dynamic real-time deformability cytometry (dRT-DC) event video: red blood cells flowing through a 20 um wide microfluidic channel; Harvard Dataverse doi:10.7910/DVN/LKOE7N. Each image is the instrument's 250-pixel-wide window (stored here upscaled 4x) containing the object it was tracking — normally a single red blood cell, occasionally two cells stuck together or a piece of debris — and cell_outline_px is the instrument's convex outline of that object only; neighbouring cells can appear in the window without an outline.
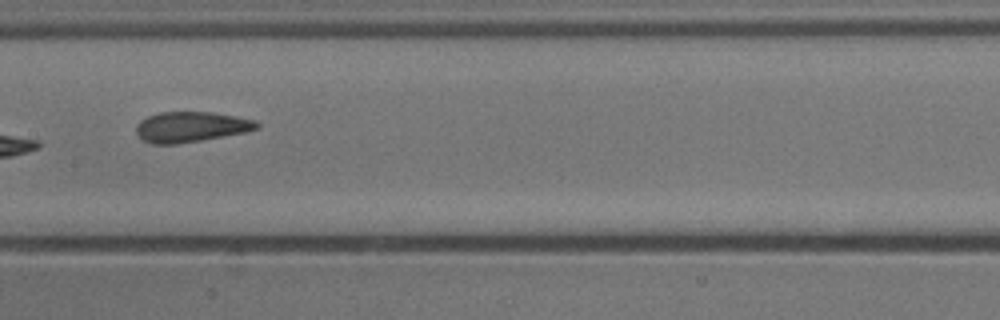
{"species": "common noctule bat (a hibernating species)", "species_latin": "Nyctalus noctula", "temperature_condition": "cold", "stored_images_in_passage": 10, "camera_frame_rate_fps": 3000, "um_per_image_px": 0.085, "animal": {"sex": "male", "body_mass_g": 13.3}, "frame": {"image": 1, "passage_image": 7, "time_ms": 2.0, "image_size_px": [1000, 320], "cell_outline_px": [[260, 128], [244, 132], [200, 140], [176, 144], [152, 144], [144, 140], [136, 132], [136, 124], [140, 120], [148, 116], [160, 112], [212, 112], [236, 116], [256, 120], [260, 124]], "centroid_in_image_um": [16.23, 10.77], "position_along_channel_um": 191.2, "area_um2": 21.27}}
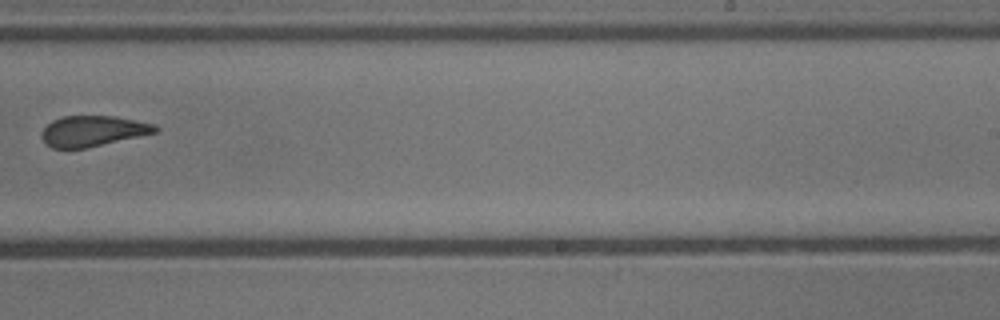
{"frame": {"image": 2, "passage_image": 9, "time_ms": 2.667, "image_size_px": [1000, 320], "cell_outline_px": [[160, 128], [156, 132], [84, 148], [52, 148], [40, 136], [44, 128], [52, 120], [64, 116], [112, 116], [156, 124]], "centroid_in_image_um": [7.88, 11.12], "position_along_channel_um": 281.1, "area_um2": 19.88}}
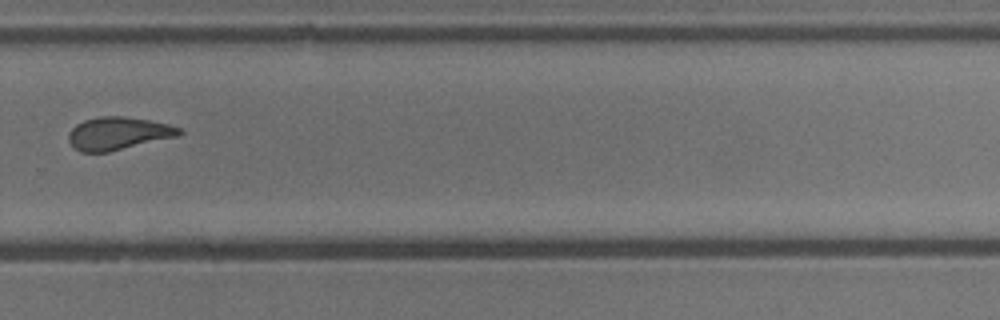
{"frame": {"image": 3, "passage_image": 10, "time_ms": 3.0, "image_size_px": [1000, 320], "cell_outline_px": [[184, 132], [180, 136], [108, 152], [80, 152], [68, 140], [68, 132], [76, 124], [84, 120], [100, 116], [124, 116], [148, 120], [168, 124], [184, 128]], "centroid_in_image_um": [10.09, 11.33], "position_along_channel_um": 319.7, "area_um2": 21.33}}